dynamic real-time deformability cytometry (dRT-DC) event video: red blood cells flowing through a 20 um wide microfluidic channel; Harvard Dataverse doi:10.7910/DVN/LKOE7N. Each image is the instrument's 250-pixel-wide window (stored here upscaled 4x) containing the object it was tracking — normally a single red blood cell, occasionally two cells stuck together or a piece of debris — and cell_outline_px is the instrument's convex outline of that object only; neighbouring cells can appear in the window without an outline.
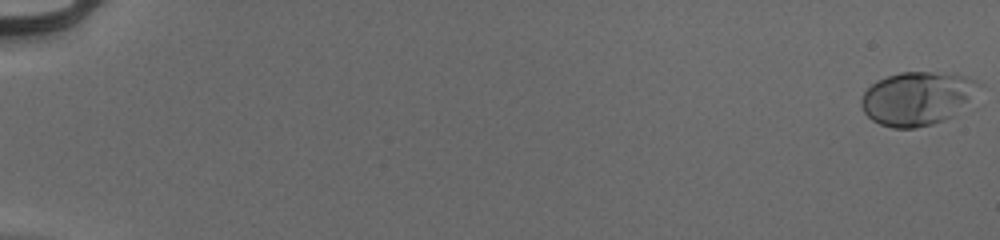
{"species": "human", "species_latin": "Homo sapiens", "temperature_condition": "cold", "stored_images_in_passage": 55, "camera_frame_rate_fps": 3000, "um_per_image_px": 0.085, "donor": {"sex": "male"}, "frame": {"image": 1, "passage_image": 1, "time_ms": 0.0, "image_size_px": [1000, 240], "cell_outline_px": [[972, 80], [964, 100], [952, 116], [932, 124], [916, 128], [892, 128], [880, 124], [872, 120], [864, 112], [860, 104], [860, 100], [864, 92], [876, 80], [900, 72], [952, 72], [964, 76]], "centroid_in_image_um": [77.74, 8.37], "position_along_channel_um": 7.3, "area_um2": 35.08}}
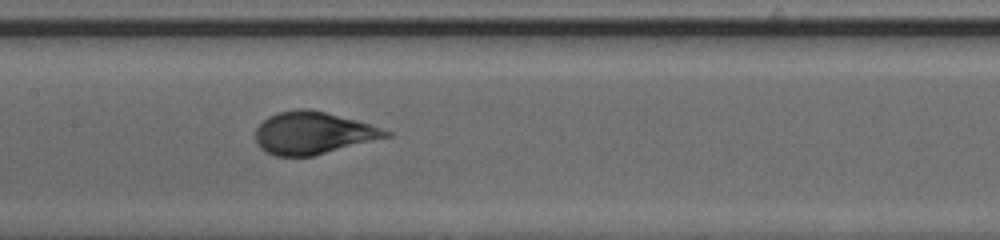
{"frame": {"image": 2, "passage_image": 30, "time_ms": 9.667, "image_size_px": [1000, 240], "cell_outline_px": [[392, 136], [312, 156], [276, 156], [260, 148], [256, 144], [256, 128], [268, 116], [276, 112], [300, 108], [308, 108], [356, 120], [392, 132]], "centroid_in_image_um": [26.58, 11.3], "position_along_channel_um": 180.8, "area_um2": 31.96}}
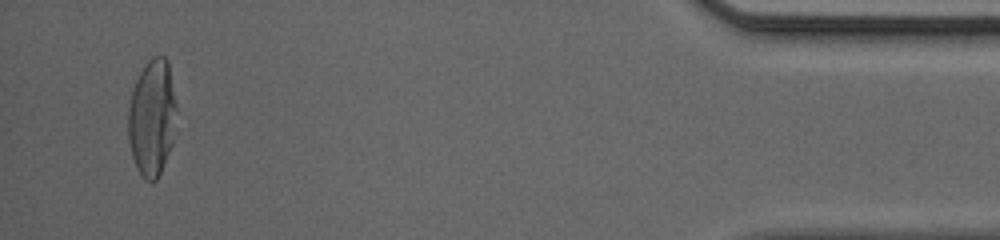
{"frame": {"image": 3, "passage_image": 53, "time_ms": 17.333, "image_size_px": [1000, 240], "cell_outline_px": [[176, 108], [172, 144], [160, 172], [156, 180], [152, 184], [144, 180], [136, 168], [132, 156], [128, 140], [128, 108], [132, 92], [136, 80], [144, 64], [152, 56], [164, 56], [168, 60], [176, 104]], "centroid_in_image_um": [12.9, 10.01], "position_along_channel_um": 422.3, "area_um2": 32.95}, "authors_computed_cell_mechanics": {"area_um2": 32.3102, "velocity_mm_per_s": 3.9942, "shape_relaxation_time_tau1_ms": 3.8455, "shape_relaxation_time_tau2_ms": null, "deformation_change_tau1": 0.1991, "deformation_change_tau2": null}}